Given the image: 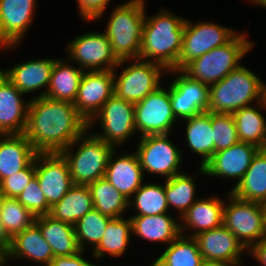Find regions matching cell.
<instances>
[{"label": "cell", "instance_id": "cell-43", "mask_svg": "<svg viewBox=\"0 0 266 266\" xmlns=\"http://www.w3.org/2000/svg\"><path fill=\"white\" fill-rule=\"evenodd\" d=\"M113 0H76L79 16L85 23L100 21Z\"/></svg>", "mask_w": 266, "mask_h": 266}, {"label": "cell", "instance_id": "cell-5", "mask_svg": "<svg viewBox=\"0 0 266 266\" xmlns=\"http://www.w3.org/2000/svg\"><path fill=\"white\" fill-rule=\"evenodd\" d=\"M247 35V31L237 32L226 44L213 48L189 62L182 71L208 86L221 81L237 69L246 54L254 49V42L249 40Z\"/></svg>", "mask_w": 266, "mask_h": 266}, {"label": "cell", "instance_id": "cell-35", "mask_svg": "<svg viewBox=\"0 0 266 266\" xmlns=\"http://www.w3.org/2000/svg\"><path fill=\"white\" fill-rule=\"evenodd\" d=\"M203 257L194 237L180 234L156 259L154 266H201Z\"/></svg>", "mask_w": 266, "mask_h": 266}, {"label": "cell", "instance_id": "cell-39", "mask_svg": "<svg viewBox=\"0 0 266 266\" xmlns=\"http://www.w3.org/2000/svg\"><path fill=\"white\" fill-rule=\"evenodd\" d=\"M34 221L35 216L16 198L4 197L0 210V222L10 240L25 228L30 227Z\"/></svg>", "mask_w": 266, "mask_h": 266}, {"label": "cell", "instance_id": "cell-2", "mask_svg": "<svg viewBox=\"0 0 266 266\" xmlns=\"http://www.w3.org/2000/svg\"><path fill=\"white\" fill-rule=\"evenodd\" d=\"M151 16V17H150ZM186 18L168 9L145 16L139 58L177 70Z\"/></svg>", "mask_w": 266, "mask_h": 266}, {"label": "cell", "instance_id": "cell-48", "mask_svg": "<svg viewBox=\"0 0 266 266\" xmlns=\"http://www.w3.org/2000/svg\"><path fill=\"white\" fill-rule=\"evenodd\" d=\"M247 2L266 9V0H246Z\"/></svg>", "mask_w": 266, "mask_h": 266}, {"label": "cell", "instance_id": "cell-29", "mask_svg": "<svg viewBox=\"0 0 266 266\" xmlns=\"http://www.w3.org/2000/svg\"><path fill=\"white\" fill-rule=\"evenodd\" d=\"M84 70L66 59L57 58L52 68L46 97L74 103Z\"/></svg>", "mask_w": 266, "mask_h": 266}, {"label": "cell", "instance_id": "cell-25", "mask_svg": "<svg viewBox=\"0 0 266 266\" xmlns=\"http://www.w3.org/2000/svg\"><path fill=\"white\" fill-rule=\"evenodd\" d=\"M169 214L170 212L148 216L130 215L132 235L156 245L165 244L166 247L181 234L180 218Z\"/></svg>", "mask_w": 266, "mask_h": 266}, {"label": "cell", "instance_id": "cell-12", "mask_svg": "<svg viewBox=\"0 0 266 266\" xmlns=\"http://www.w3.org/2000/svg\"><path fill=\"white\" fill-rule=\"evenodd\" d=\"M134 114L139 137L171 134L179 124L172 111L169 90L163 85L136 103Z\"/></svg>", "mask_w": 266, "mask_h": 266}, {"label": "cell", "instance_id": "cell-41", "mask_svg": "<svg viewBox=\"0 0 266 266\" xmlns=\"http://www.w3.org/2000/svg\"><path fill=\"white\" fill-rule=\"evenodd\" d=\"M16 199L35 217L50 214L51 206L48 204L36 176Z\"/></svg>", "mask_w": 266, "mask_h": 266}, {"label": "cell", "instance_id": "cell-20", "mask_svg": "<svg viewBox=\"0 0 266 266\" xmlns=\"http://www.w3.org/2000/svg\"><path fill=\"white\" fill-rule=\"evenodd\" d=\"M56 59L52 57L27 59L9 66L6 70L0 68V71L23 94L29 95L42 89L43 91L35 97H43L46 96Z\"/></svg>", "mask_w": 266, "mask_h": 266}, {"label": "cell", "instance_id": "cell-7", "mask_svg": "<svg viewBox=\"0 0 266 266\" xmlns=\"http://www.w3.org/2000/svg\"><path fill=\"white\" fill-rule=\"evenodd\" d=\"M125 62L129 64L124 67ZM119 67L123 69L117 74ZM167 72L164 66L140 58L120 60L113 70L114 94L136 104L162 85L161 78L168 75Z\"/></svg>", "mask_w": 266, "mask_h": 266}, {"label": "cell", "instance_id": "cell-1", "mask_svg": "<svg viewBox=\"0 0 266 266\" xmlns=\"http://www.w3.org/2000/svg\"><path fill=\"white\" fill-rule=\"evenodd\" d=\"M87 128L73 103L46 96L30 98L24 135L37 153H60Z\"/></svg>", "mask_w": 266, "mask_h": 266}, {"label": "cell", "instance_id": "cell-15", "mask_svg": "<svg viewBox=\"0 0 266 266\" xmlns=\"http://www.w3.org/2000/svg\"><path fill=\"white\" fill-rule=\"evenodd\" d=\"M37 0H0V50L22 43L35 20Z\"/></svg>", "mask_w": 266, "mask_h": 266}, {"label": "cell", "instance_id": "cell-17", "mask_svg": "<svg viewBox=\"0 0 266 266\" xmlns=\"http://www.w3.org/2000/svg\"><path fill=\"white\" fill-rule=\"evenodd\" d=\"M114 88L113 71H84L73 104L87 123L114 95Z\"/></svg>", "mask_w": 266, "mask_h": 266}, {"label": "cell", "instance_id": "cell-23", "mask_svg": "<svg viewBox=\"0 0 266 266\" xmlns=\"http://www.w3.org/2000/svg\"><path fill=\"white\" fill-rule=\"evenodd\" d=\"M0 74V135L24 134L30 99ZM26 100V101H24Z\"/></svg>", "mask_w": 266, "mask_h": 266}, {"label": "cell", "instance_id": "cell-10", "mask_svg": "<svg viewBox=\"0 0 266 266\" xmlns=\"http://www.w3.org/2000/svg\"><path fill=\"white\" fill-rule=\"evenodd\" d=\"M223 208V225L229 229L248 250L265 237L261 203L239 199L226 194Z\"/></svg>", "mask_w": 266, "mask_h": 266}, {"label": "cell", "instance_id": "cell-40", "mask_svg": "<svg viewBox=\"0 0 266 266\" xmlns=\"http://www.w3.org/2000/svg\"><path fill=\"white\" fill-rule=\"evenodd\" d=\"M214 153L227 149L239 142L237 127L232 114L212 113Z\"/></svg>", "mask_w": 266, "mask_h": 266}, {"label": "cell", "instance_id": "cell-16", "mask_svg": "<svg viewBox=\"0 0 266 266\" xmlns=\"http://www.w3.org/2000/svg\"><path fill=\"white\" fill-rule=\"evenodd\" d=\"M35 176L51 207L74 185L67 161L60 153H37Z\"/></svg>", "mask_w": 266, "mask_h": 266}, {"label": "cell", "instance_id": "cell-4", "mask_svg": "<svg viewBox=\"0 0 266 266\" xmlns=\"http://www.w3.org/2000/svg\"><path fill=\"white\" fill-rule=\"evenodd\" d=\"M145 0H126L112 9L104 33L116 58L137 59L146 16Z\"/></svg>", "mask_w": 266, "mask_h": 266}, {"label": "cell", "instance_id": "cell-52", "mask_svg": "<svg viewBox=\"0 0 266 266\" xmlns=\"http://www.w3.org/2000/svg\"><path fill=\"white\" fill-rule=\"evenodd\" d=\"M0 266H2V258H0Z\"/></svg>", "mask_w": 266, "mask_h": 266}, {"label": "cell", "instance_id": "cell-21", "mask_svg": "<svg viewBox=\"0 0 266 266\" xmlns=\"http://www.w3.org/2000/svg\"><path fill=\"white\" fill-rule=\"evenodd\" d=\"M54 258L52 248L43 238L39 227L33 223L10 240V245L2 255V266H9L11 260H27L47 266Z\"/></svg>", "mask_w": 266, "mask_h": 266}, {"label": "cell", "instance_id": "cell-18", "mask_svg": "<svg viewBox=\"0 0 266 266\" xmlns=\"http://www.w3.org/2000/svg\"><path fill=\"white\" fill-rule=\"evenodd\" d=\"M203 260L242 266L247 249L223 224L194 236Z\"/></svg>", "mask_w": 266, "mask_h": 266}, {"label": "cell", "instance_id": "cell-28", "mask_svg": "<svg viewBox=\"0 0 266 266\" xmlns=\"http://www.w3.org/2000/svg\"><path fill=\"white\" fill-rule=\"evenodd\" d=\"M257 105V106H256ZM266 111V102L260 101L240 108L233 118L237 127L239 141L251 143L260 149H266V118L261 112Z\"/></svg>", "mask_w": 266, "mask_h": 266}, {"label": "cell", "instance_id": "cell-31", "mask_svg": "<svg viewBox=\"0 0 266 266\" xmlns=\"http://www.w3.org/2000/svg\"><path fill=\"white\" fill-rule=\"evenodd\" d=\"M230 193L242 200L266 202V149L256 153L245 175Z\"/></svg>", "mask_w": 266, "mask_h": 266}, {"label": "cell", "instance_id": "cell-24", "mask_svg": "<svg viewBox=\"0 0 266 266\" xmlns=\"http://www.w3.org/2000/svg\"><path fill=\"white\" fill-rule=\"evenodd\" d=\"M224 203L225 200L217 196L200 197L180 218L181 234L194 237L203 231L220 227L223 224Z\"/></svg>", "mask_w": 266, "mask_h": 266}, {"label": "cell", "instance_id": "cell-45", "mask_svg": "<svg viewBox=\"0 0 266 266\" xmlns=\"http://www.w3.org/2000/svg\"><path fill=\"white\" fill-rule=\"evenodd\" d=\"M248 255L254 258L256 263L261 264V266H266V237H263L258 243L252 245L248 251Z\"/></svg>", "mask_w": 266, "mask_h": 266}, {"label": "cell", "instance_id": "cell-22", "mask_svg": "<svg viewBox=\"0 0 266 266\" xmlns=\"http://www.w3.org/2000/svg\"><path fill=\"white\" fill-rule=\"evenodd\" d=\"M117 151V148H114L110 154L104 178L129 200L145 182V176L135 151Z\"/></svg>", "mask_w": 266, "mask_h": 266}, {"label": "cell", "instance_id": "cell-50", "mask_svg": "<svg viewBox=\"0 0 266 266\" xmlns=\"http://www.w3.org/2000/svg\"><path fill=\"white\" fill-rule=\"evenodd\" d=\"M3 199H4V195L0 191V210H1V206H2Z\"/></svg>", "mask_w": 266, "mask_h": 266}, {"label": "cell", "instance_id": "cell-26", "mask_svg": "<svg viewBox=\"0 0 266 266\" xmlns=\"http://www.w3.org/2000/svg\"><path fill=\"white\" fill-rule=\"evenodd\" d=\"M36 154L24 134L0 135V182L25 169Z\"/></svg>", "mask_w": 266, "mask_h": 266}, {"label": "cell", "instance_id": "cell-38", "mask_svg": "<svg viewBox=\"0 0 266 266\" xmlns=\"http://www.w3.org/2000/svg\"><path fill=\"white\" fill-rule=\"evenodd\" d=\"M110 219L111 217L93 208L73 225L78 246L82 251L87 252L90 246L93 251L99 245Z\"/></svg>", "mask_w": 266, "mask_h": 266}, {"label": "cell", "instance_id": "cell-51", "mask_svg": "<svg viewBox=\"0 0 266 266\" xmlns=\"http://www.w3.org/2000/svg\"><path fill=\"white\" fill-rule=\"evenodd\" d=\"M264 101L266 102V83L264 82Z\"/></svg>", "mask_w": 266, "mask_h": 266}, {"label": "cell", "instance_id": "cell-14", "mask_svg": "<svg viewBox=\"0 0 266 266\" xmlns=\"http://www.w3.org/2000/svg\"><path fill=\"white\" fill-rule=\"evenodd\" d=\"M167 73L177 75L167 84L171 107L177 120L181 121L208 112L209 86L186 75L182 70L170 69Z\"/></svg>", "mask_w": 266, "mask_h": 266}, {"label": "cell", "instance_id": "cell-49", "mask_svg": "<svg viewBox=\"0 0 266 266\" xmlns=\"http://www.w3.org/2000/svg\"><path fill=\"white\" fill-rule=\"evenodd\" d=\"M262 209H263V227L266 237V202L261 203Z\"/></svg>", "mask_w": 266, "mask_h": 266}, {"label": "cell", "instance_id": "cell-11", "mask_svg": "<svg viewBox=\"0 0 266 266\" xmlns=\"http://www.w3.org/2000/svg\"><path fill=\"white\" fill-rule=\"evenodd\" d=\"M67 42V59L84 71H113L119 64L104 31L86 32Z\"/></svg>", "mask_w": 266, "mask_h": 266}, {"label": "cell", "instance_id": "cell-30", "mask_svg": "<svg viewBox=\"0 0 266 266\" xmlns=\"http://www.w3.org/2000/svg\"><path fill=\"white\" fill-rule=\"evenodd\" d=\"M185 121V143L191 152L201 158L199 166L204 165L212 158L214 154L213 129L211 125V112H203L191 118L181 120Z\"/></svg>", "mask_w": 266, "mask_h": 266}, {"label": "cell", "instance_id": "cell-32", "mask_svg": "<svg viewBox=\"0 0 266 266\" xmlns=\"http://www.w3.org/2000/svg\"><path fill=\"white\" fill-rule=\"evenodd\" d=\"M198 168V172L193 176L183 172L164 181V191L169 209H175L179 218L199 199L195 195L197 183L194 178L197 180L198 175L205 176L206 172L204 167L199 166Z\"/></svg>", "mask_w": 266, "mask_h": 266}, {"label": "cell", "instance_id": "cell-37", "mask_svg": "<svg viewBox=\"0 0 266 266\" xmlns=\"http://www.w3.org/2000/svg\"><path fill=\"white\" fill-rule=\"evenodd\" d=\"M128 207L135 209L132 216H148L168 213L169 206L164 184L144 182L129 199ZM132 207V208H131Z\"/></svg>", "mask_w": 266, "mask_h": 266}, {"label": "cell", "instance_id": "cell-47", "mask_svg": "<svg viewBox=\"0 0 266 266\" xmlns=\"http://www.w3.org/2000/svg\"><path fill=\"white\" fill-rule=\"evenodd\" d=\"M201 266H235L229 263L213 262L204 260Z\"/></svg>", "mask_w": 266, "mask_h": 266}, {"label": "cell", "instance_id": "cell-42", "mask_svg": "<svg viewBox=\"0 0 266 266\" xmlns=\"http://www.w3.org/2000/svg\"><path fill=\"white\" fill-rule=\"evenodd\" d=\"M35 176V158L23 170L0 182V191L7 198H17Z\"/></svg>", "mask_w": 266, "mask_h": 266}, {"label": "cell", "instance_id": "cell-3", "mask_svg": "<svg viewBox=\"0 0 266 266\" xmlns=\"http://www.w3.org/2000/svg\"><path fill=\"white\" fill-rule=\"evenodd\" d=\"M263 100L264 82L241 64L224 79L209 86L208 112L233 114L240 108Z\"/></svg>", "mask_w": 266, "mask_h": 266}, {"label": "cell", "instance_id": "cell-6", "mask_svg": "<svg viewBox=\"0 0 266 266\" xmlns=\"http://www.w3.org/2000/svg\"><path fill=\"white\" fill-rule=\"evenodd\" d=\"M89 131L87 128L70 146L60 152L67 161L74 185H88L103 178L110 154L114 150L112 145Z\"/></svg>", "mask_w": 266, "mask_h": 266}, {"label": "cell", "instance_id": "cell-9", "mask_svg": "<svg viewBox=\"0 0 266 266\" xmlns=\"http://www.w3.org/2000/svg\"><path fill=\"white\" fill-rule=\"evenodd\" d=\"M166 135H149L139 137L136 154L139 158L143 173L158 175L167 180L174 175L183 173L181 164L184 161L183 152Z\"/></svg>", "mask_w": 266, "mask_h": 266}, {"label": "cell", "instance_id": "cell-13", "mask_svg": "<svg viewBox=\"0 0 266 266\" xmlns=\"http://www.w3.org/2000/svg\"><path fill=\"white\" fill-rule=\"evenodd\" d=\"M237 32L233 28L224 27L208 20L197 21L195 24L187 17L177 70H182L189 62L213 48L226 44Z\"/></svg>", "mask_w": 266, "mask_h": 266}, {"label": "cell", "instance_id": "cell-8", "mask_svg": "<svg viewBox=\"0 0 266 266\" xmlns=\"http://www.w3.org/2000/svg\"><path fill=\"white\" fill-rule=\"evenodd\" d=\"M134 105L132 102L118 98L115 94L111 96L97 114L88 122L91 130L95 122L101 127V131H94L97 137L105 143L119 148L135 136ZM135 134V135H134Z\"/></svg>", "mask_w": 266, "mask_h": 266}, {"label": "cell", "instance_id": "cell-36", "mask_svg": "<svg viewBox=\"0 0 266 266\" xmlns=\"http://www.w3.org/2000/svg\"><path fill=\"white\" fill-rule=\"evenodd\" d=\"M93 208L101 214L111 218L124 217L129 200L126 199L108 180L104 177L87 185Z\"/></svg>", "mask_w": 266, "mask_h": 266}, {"label": "cell", "instance_id": "cell-19", "mask_svg": "<svg viewBox=\"0 0 266 266\" xmlns=\"http://www.w3.org/2000/svg\"><path fill=\"white\" fill-rule=\"evenodd\" d=\"M259 150L260 148L254 144L239 141L227 149L218 151L204 165L206 176L235 179L237 182L231 187L230 192L241 181Z\"/></svg>", "mask_w": 266, "mask_h": 266}, {"label": "cell", "instance_id": "cell-33", "mask_svg": "<svg viewBox=\"0 0 266 266\" xmlns=\"http://www.w3.org/2000/svg\"><path fill=\"white\" fill-rule=\"evenodd\" d=\"M131 235L130 217L111 218L105 228L101 242L91 251V258L100 260L106 254L115 258L123 256L131 244Z\"/></svg>", "mask_w": 266, "mask_h": 266}, {"label": "cell", "instance_id": "cell-44", "mask_svg": "<svg viewBox=\"0 0 266 266\" xmlns=\"http://www.w3.org/2000/svg\"><path fill=\"white\" fill-rule=\"evenodd\" d=\"M84 253L85 251L81 250L72 256L54 257L47 266H98L89 261V258L86 259L87 257H85Z\"/></svg>", "mask_w": 266, "mask_h": 266}, {"label": "cell", "instance_id": "cell-46", "mask_svg": "<svg viewBox=\"0 0 266 266\" xmlns=\"http://www.w3.org/2000/svg\"><path fill=\"white\" fill-rule=\"evenodd\" d=\"M9 245H10V239L5 234L2 224L0 222V255L1 256L6 252Z\"/></svg>", "mask_w": 266, "mask_h": 266}, {"label": "cell", "instance_id": "cell-27", "mask_svg": "<svg viewBox=\"0 0 266 266\" xmlns=\"http://www.w3.org/2000/svg\"><path fill=\"white\" fill-rule=\"evenodd\" d=\"M34 223L52 248L54 257L72 256L81 251L73 225L57 221L49 215L35 217Z\"/></svg>", "mask_w": 266, "mask_h": 266}, {"label": "cell", "instance_id": "cell-34", "mask_svg": "<svg viewBox=\"0 0 266 266\" xmlns=\"http://www.w3.org/2000/svg\"><path fill=\"white\" fill-rule=\"evenodd\" d=\"M92 209L93 201L88 186L73 185L66 195L51 207L49 216L74 225Z\"/></svg>", "mask_w": 266, "mask_h": 266}]
</instances>
